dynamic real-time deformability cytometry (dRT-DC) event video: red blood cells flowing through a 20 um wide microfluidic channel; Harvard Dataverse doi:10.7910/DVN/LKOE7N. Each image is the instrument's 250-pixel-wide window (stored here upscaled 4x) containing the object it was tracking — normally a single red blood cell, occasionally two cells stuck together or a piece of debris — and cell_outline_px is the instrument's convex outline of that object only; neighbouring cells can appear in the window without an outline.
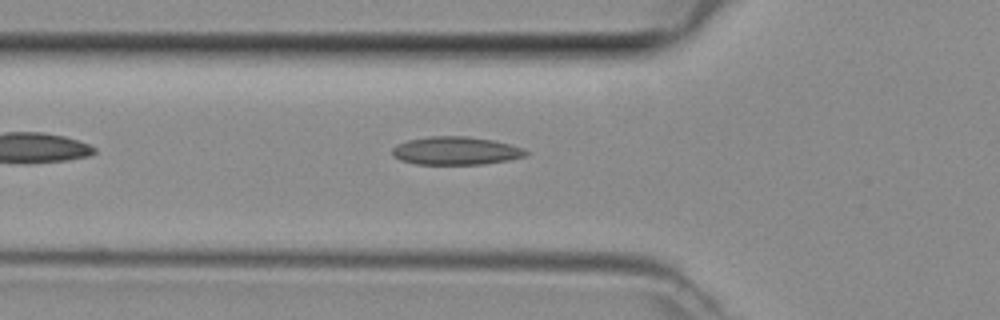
{"species": "common noctule bat (a hibernating species)", "species_latin": "Nyctalus noctula", "temperature_condition": "room temperature", "stored_images_in_passage": 35, "camera_frame_rate_fps": 3000, "um_per_image_px": 0.085, "animal": {"sex": "female", "body_mass_g": 29.2, "forearm_length_mm": 56.3}, "frame": {"image": 1, "passage_image": 6, "time_ms": 1.667, "image_size_px": [1000, 320], "cell_outline_px": [[528, 152], [524, 156], [508, 160], [480, 164], [416, 164], [400, 160], [392, 156], [392, 148], [396, 144], [408, 140], [428, 136], [468, 136], [492, 140], [524, 148]], "centroid_in_image_um": [38.69, 12.81], "position_along_channel_um": 87.1, "area_um2": 21.85}}
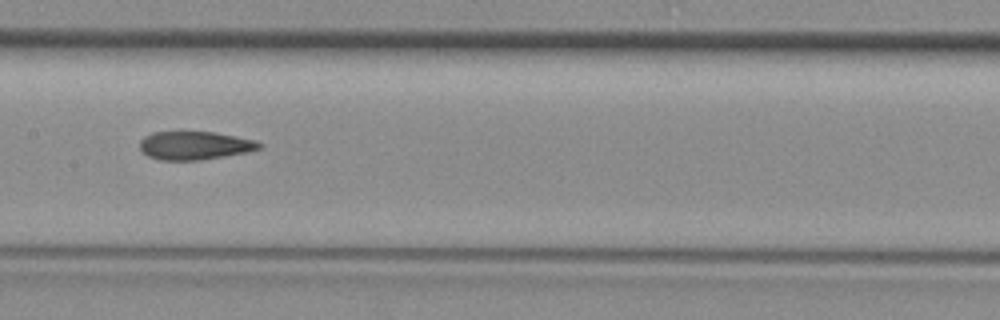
{"frame": {"image": 2, "passage_image": 13, "time_ms": 4.0, "image_size_px": [1000, 320], "cell_outline_px": [[260, 148], [244, 152], [196, 160], [160, 160], [148, 156], [140, 148], [140, 140], [144, 136], [152, 132], [180, 128], [212, 132], [236, 136], [256, 140], [260, 144]], "centroid_in_image_um": [16.44, 12.3], "position_along_channel_um": 191.0, "area_um2": 20.17}}
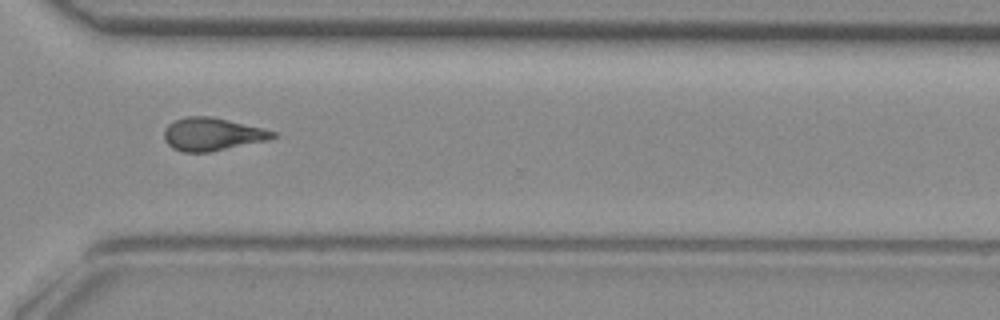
{"frame": {"image": 3, "passage_image": 24, "time_ms": 7.667, "image_size_px": [1000, 320], "cell_outline_px": [[276, 136], [268, 140], [208, 152], [184, 152], [172, 148], [164, 140], [164, 128], [168, 124], [184, 116], [212, 116], [264, 128], [276, 132]], "centroid_in_image_um": [18.02, 11.39], "position_along_channel_um": 352.6, "area_um2": 20.87}}